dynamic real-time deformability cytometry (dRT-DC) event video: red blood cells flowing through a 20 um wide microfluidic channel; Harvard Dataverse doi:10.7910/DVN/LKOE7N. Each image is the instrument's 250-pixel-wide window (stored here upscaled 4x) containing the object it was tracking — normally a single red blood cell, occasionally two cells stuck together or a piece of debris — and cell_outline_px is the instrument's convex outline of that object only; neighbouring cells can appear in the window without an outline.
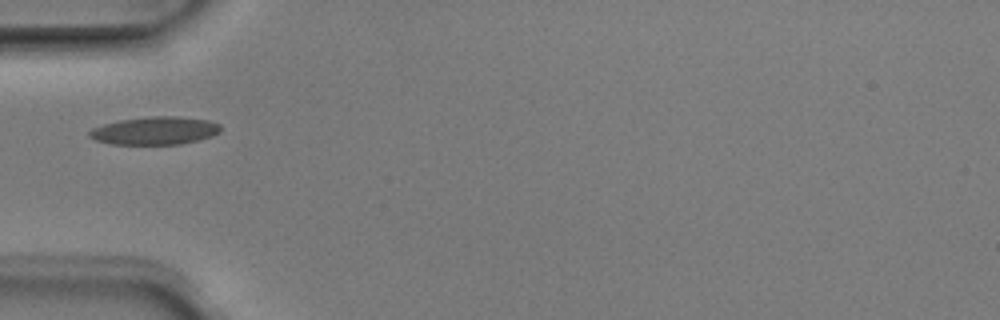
{"species": "Egyptian fruit bat (a non-hibernating species)", "species_latin": "Rousettus aegyptiacus", "temperature_condition": "room temperature", "stored_images_in_passage": 2, "camera_frame_rate_fps": 3000, "um_per_image_px": 0.085, "animal": {"sex": "male"}, "frame": {"image": 1, "passage_image": 2, "time_ms": 0.333, "image_size_px": [1000, 320], "cell_outline_px": [[220, 132], [212, 136], [200, 140], [180, 144], [112, 144], [96, 140], [88, 136], [88, 132], [92, 128], [104, 124], [120, 120], [152, 116], [176, 116], [208, 120], [220, 124]], "centroid_in_image_um": [13.18, 11.11], "position_along_channel_um": 71.8, "area_um2": 21.33}}